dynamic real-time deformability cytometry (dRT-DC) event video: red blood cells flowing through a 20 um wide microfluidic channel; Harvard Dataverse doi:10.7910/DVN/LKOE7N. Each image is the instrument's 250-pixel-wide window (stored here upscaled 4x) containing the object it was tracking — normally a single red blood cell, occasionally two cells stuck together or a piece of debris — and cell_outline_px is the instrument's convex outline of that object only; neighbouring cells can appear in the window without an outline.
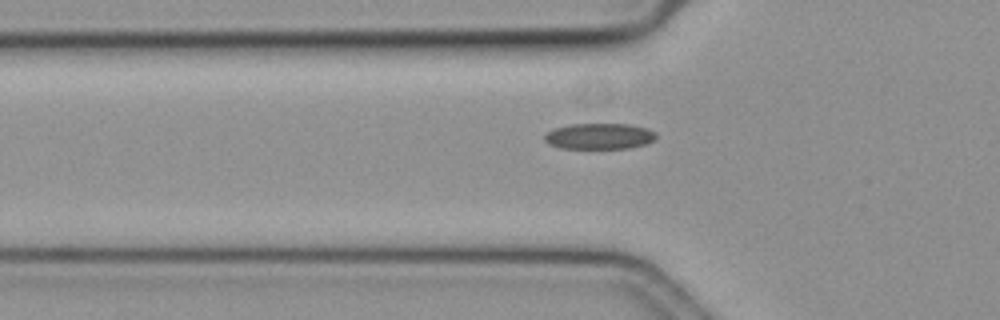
{"species": "common noctule bat (a hibernating species)", "species_latin": "Nyctalus noctula", "temperature_condition": "cold", "stored_images_in_passage": 34, "camera_frame_rate_fps": 3000, "um_per_image_px": 0.085, "animal": {"sex": "female", "body_mass_g": 19.3, "forearm_length_mm": 54.1}, "frame": {"image": 1, "passage_image": 2, "time_ms": 0.333, "image_size_px": [1000, 320], "cell_outline_px": [[656, 136], [652, 140], [644, 144], [628, 148], [560, 148], [548, 144], [544, 140], [544, 132], [556, 128], [572, 124], [632, 124], [648, 128], [656, 132]], "centroid_in_image_um": [50.92, 11.57], "position_along_channel_um": 74.9, "area_um2": 16.88}}
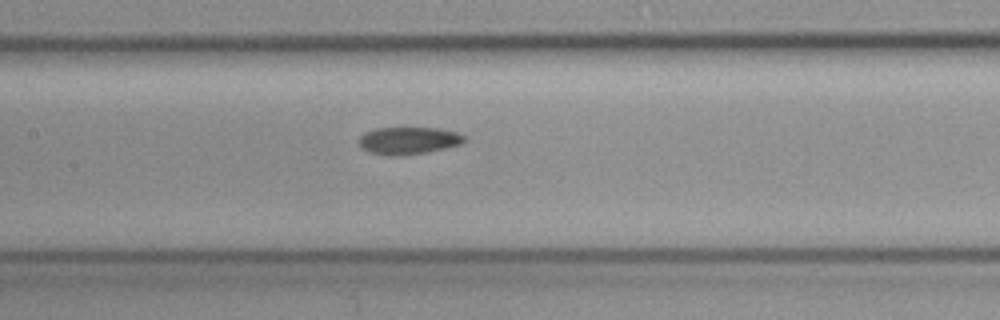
{"frame": {"image": 2, "passage_image": 10, "time_ms": 3.0, "image_size_px": [1000, 320], "cell_outline_px": [[464, 140], [460, 144], [444, 148], [424, 152], [372, 152], [364, 148], [360, 144], [360, 136], [364, 132], [376, 128], [440, 128], [456, 132], [464, 136]], "centroid_in_image_um": [34.77, 11.87], "position_along_channel_um": 172.6, "area_um2": 15.55}}
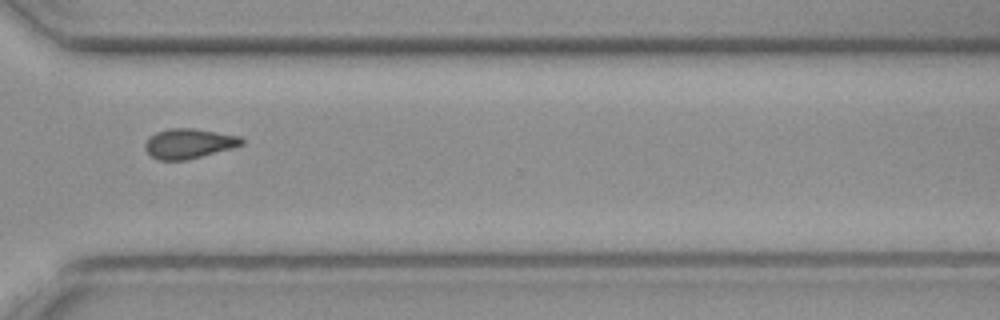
{"frame": {"image": 3, "passage_image": 25, "time_ms": 8.0, "image_size_px": [1000, 320], "cell_outline_px": [[244, 144], [232, 148], [188, 160], [156, 160], [144, 148], [144, 144], [156, 132], [168, 128], [192, 128], [240, 136], [244, 140]], "centroid_in_image_um": [16.06, 12.21], "position_along_channel_um": 354.5, "area_um2": 16.76}, "authors_computed_cell_mechanics": {"area_um2": 16.9932, "velocity_mm_per_s": 3.6413, "shape_relaxation_time_tau1_ms": null, "shape_relaxation_time_tau2_ms": 5.9724, "deformation_change_tau1": null, "deformation_change_tau2": 0.1283}}